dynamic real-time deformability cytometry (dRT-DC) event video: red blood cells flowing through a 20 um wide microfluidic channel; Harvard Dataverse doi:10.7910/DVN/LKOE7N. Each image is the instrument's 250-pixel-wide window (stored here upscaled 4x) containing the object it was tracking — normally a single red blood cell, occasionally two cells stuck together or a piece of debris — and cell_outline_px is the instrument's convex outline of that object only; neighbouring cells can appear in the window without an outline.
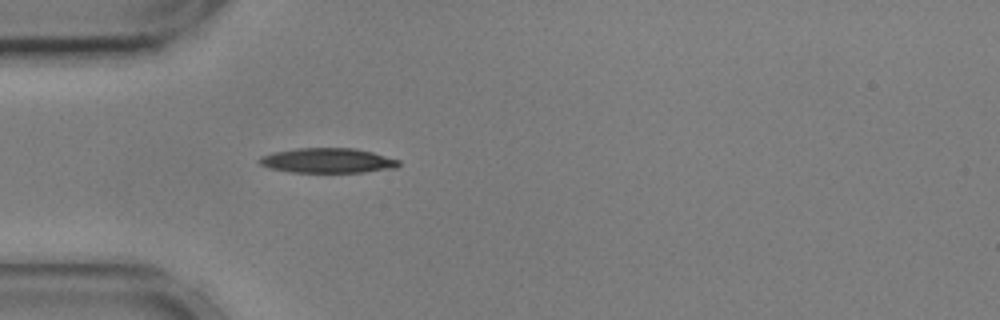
{"species": "common noctule bat (a hibernating species)", "species_latin": "Nyctalus noctula", "temperature_condition": "cold", "stored_images_in_passage": 40, "camera_frame_rate_fps": 3000, "um_per_image_px": 0.085, "animal": {"sex": "male", "body_mass_g": 17.9, "forearm_length_mm": 54.2}, "frame": {"image": 1, "passage_image": 1, "time_ms": 0.0, "image_size_px": [1000, 320], "cell_outline_px": [[400, 164], [396, 168], [364, 172], [292, 172], [272, 168], [260, 164], [256, 160], [260, 156], [272, 152], [296, 148], [356, 148], [372, 152], [400, 160]], "centroid_in_image_um": [27.84, 13.64], "position_along_channel_um": 57.2, "area_um2": 20.23}}
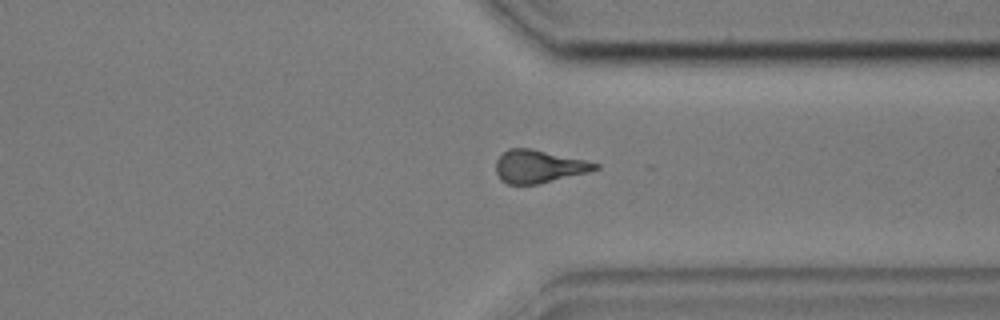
{"frame": {"image": 2, "passage_image": 27, "time_ms": 8.667, "image_size_px": [1000, 320], "cell_outline_px": [[600, 168], [588, 172], [536, 184], [508, 184], [500, 180], [496, 172], [496, 160], [508, 148], [528, 148], [584, 160], [600, 164]], "centroid_in_image_um": [45.76, 14.15], "position_along_channel_um": 365.6, "area_um2": 18.67}}
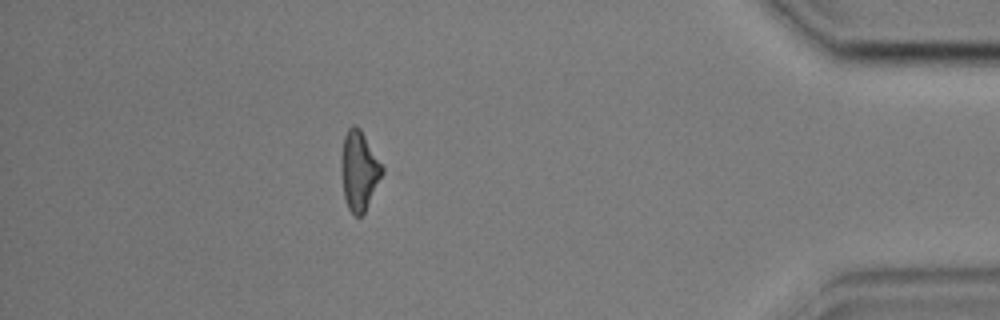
{"frame": {"image": 3, "passage_image": 34, "time_ms": 11.0, "image_size_px": [1000, 320], "cell_outline_px": [[384, 172], [364, 212], [360, 216], [356, 216], [348, 208], [344, 196], [340, 172], [340, 160], [344, 136], [348, 128], [352, 124], [356, 124], [360, 128], [384, 168]], "centroid_in_image_um": [30.5, 14.47], "position_along_channel_um": 404.7, "area_um2": 18.96}, "authors_computed_cell_mechanics": {"area_um2": 19.4208, "velocity_mm_per_s": 3.6045, "shape_relaxation_time_tau1_ms": 4.5677, "shape_relaxation_time_tau2_ms": 5.7135, "deformation_change_tau1": 0.1519, "deformation_change_tau2": 0.1668}}